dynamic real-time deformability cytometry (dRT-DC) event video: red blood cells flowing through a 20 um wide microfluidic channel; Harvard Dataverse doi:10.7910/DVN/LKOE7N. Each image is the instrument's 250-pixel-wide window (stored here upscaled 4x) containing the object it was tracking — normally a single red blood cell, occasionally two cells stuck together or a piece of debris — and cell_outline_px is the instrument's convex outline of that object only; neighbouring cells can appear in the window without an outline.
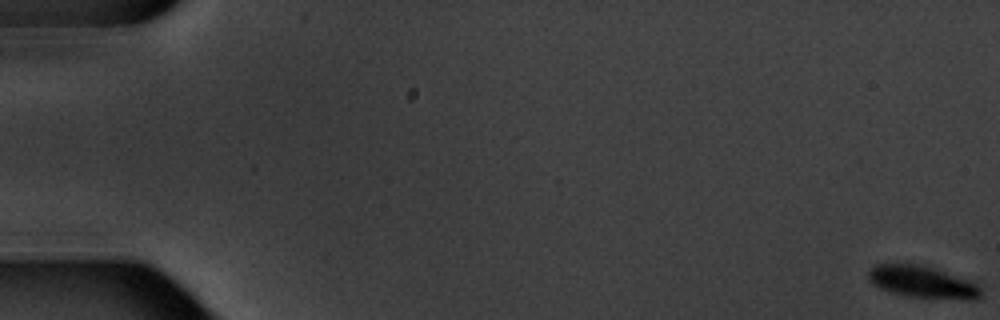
{"species": "common noctule bat (a hibernating species)", "species_latin": "Nyctalus noctula", "temperature_condition": "warm", "stored_images_in_passage": 6, "camera_frame_rate_fps": 3000, "um_per_image_px": 0.085, "animal": {"sex": "male", "body_mass_g": 20.1, "forearm_length_mm": 53.5}, "frame": {"image": 1, "passage_image": 1, "time_ms": 0.0, "image_size_px": [1000, 320], "cell_outline_px": [[980, 296], [976, 300], [964, 300], [908, 296], [880, 288], [872, 284], [868, 280], [868, 272], [876, 264], [920, 264], [936, 268], [976, 284], [980, 288]], "centroid_in_image_um": [78.39, 23.97], "position_along_channel_um": 6.6, "area_um2": 20.75}}
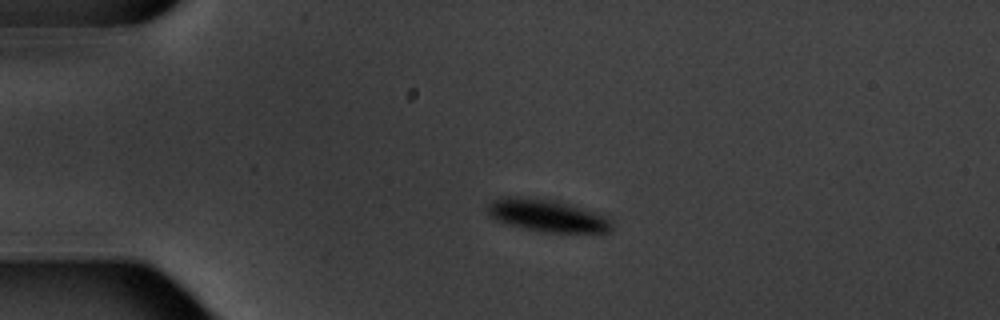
{"frame": {"image": 2, "passage_image": 5, "time_ms": 4.667, "image_size_px": [1000, 320], "cell_outline_px": [[612, 228], [608, 232], [544, 232], [524, 228], [508, 224], [496, 220], [488, 216], [488, 204], [492, 200], [500, 196], [528, 196], [560, 200], [600, 212], [608, 216], [612, 224]], "centroid_in_image_um": [46.53, 18.28], "position_along_channel_um": 38.5, "area_um2": 24.16}}